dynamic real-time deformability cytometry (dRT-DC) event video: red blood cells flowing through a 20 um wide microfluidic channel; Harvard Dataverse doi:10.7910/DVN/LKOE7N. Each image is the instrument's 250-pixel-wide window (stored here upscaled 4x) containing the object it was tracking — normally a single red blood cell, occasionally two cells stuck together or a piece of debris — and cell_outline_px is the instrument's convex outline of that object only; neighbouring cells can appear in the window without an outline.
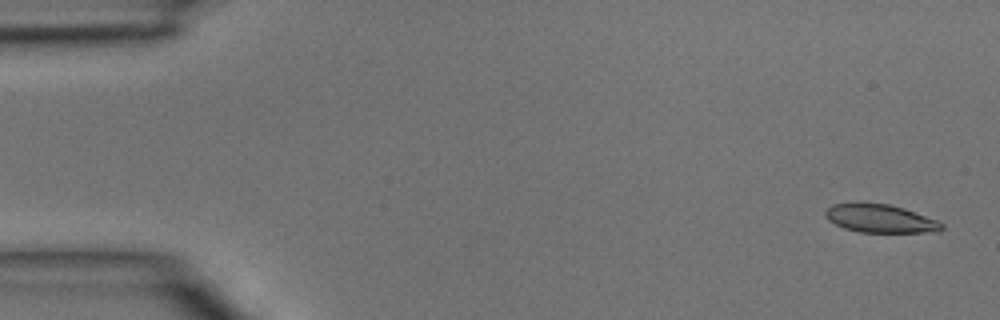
{"species": "common noctule bat (a hibernating species)", "species_latin": "Nyctalus noctula", "temperature_condition": "room temperature", "stored_images_in_passage": 4, "segment_of_instrument_passage": [1, 2], "camera_frame_rate_fps": 3000, "um_per_image_px": 0.085, "animal": {"sex": "male", "body_mass_g": 15.6}, "frame": {"image": 1, "passage_image": 1, "time_ms": 0.0, "image_size_px": [1000, 320], "cell_outline_px": [[944, 228], [940, 232], [860, 232], [844, 228], [828, 220], [824, 212], [832, 204], [860, 200], [888, 204], [904, 208], [936, 220], [944, 224]], "centroid_in_image_um": [74.79, 18.54], "position_along_channel_um": 10.2, "area_um2": 19.59}}
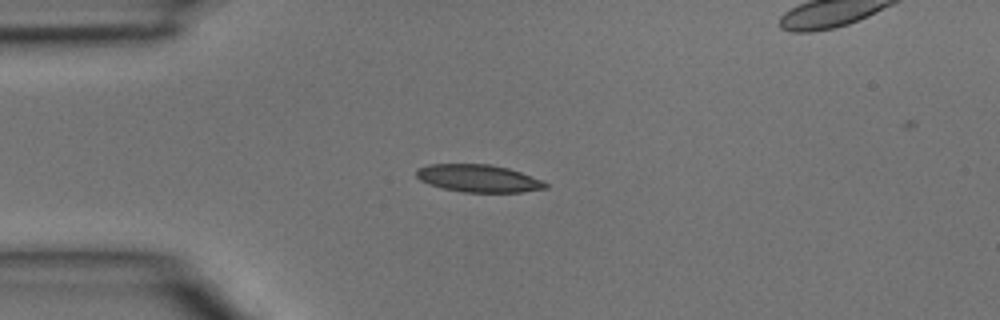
{"frame": {"image": 2, "passage_image": 3, "time_ms": 0.667, "image_size_px": [1000, 320], "cell_outline_px": [[548, 188], [520, 192], [464, 192], [444, 188], [420, 180], [416, 176], [416, 168], [428, 164], [488, 164], [508, 168], [544, 180], [548, 184]], "centroid_in_image_um": [40.69, 15.15], "position_along_channel_um": 44.3, "area_um2": 20.63}}